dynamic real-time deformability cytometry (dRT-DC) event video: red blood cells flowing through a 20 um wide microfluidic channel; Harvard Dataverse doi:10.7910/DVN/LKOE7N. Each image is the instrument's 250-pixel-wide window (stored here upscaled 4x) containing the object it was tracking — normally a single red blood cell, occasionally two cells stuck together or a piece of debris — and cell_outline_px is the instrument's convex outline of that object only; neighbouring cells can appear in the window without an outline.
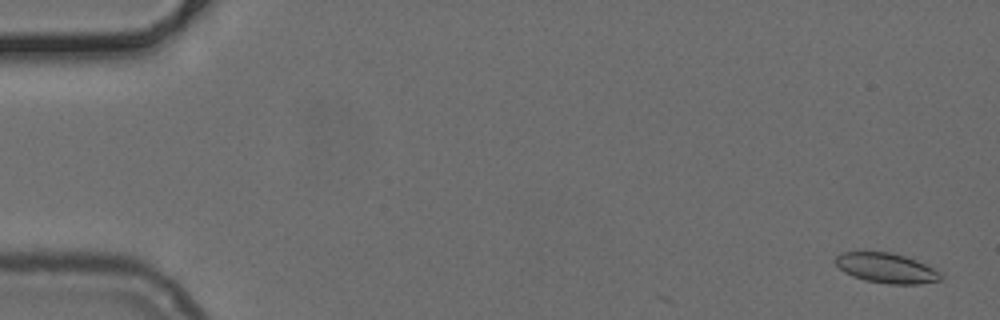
{"species": "common noctule bat (a hibernating species)", "species_latin": "Nyctalus noctula", "temperature_condition": "cold", "stored_images_in_passage": 9, "camera_frame_rate_fps": 3000, "um_per_image_px": 0.085, "animal": {"sex": "female", "body_mass_g": 24.6, "forearm_length_mm": 56.2}, "frame": {"image": 1, "passage_image": 2, "time_ms": 0.333, "image_size_px": [1000, 320], "cell_outline_px": [[940, 280], [920, 284], [888, 284], [864, 280], [852, 276], [844, 272], [832, 260], [840, 252], [892, 252], [916, 260], [940, 272]], "centroid_in_image_um": [75.29, 22.78], "position_along_channel_um": 9.7, "area_um2": 18.32}}